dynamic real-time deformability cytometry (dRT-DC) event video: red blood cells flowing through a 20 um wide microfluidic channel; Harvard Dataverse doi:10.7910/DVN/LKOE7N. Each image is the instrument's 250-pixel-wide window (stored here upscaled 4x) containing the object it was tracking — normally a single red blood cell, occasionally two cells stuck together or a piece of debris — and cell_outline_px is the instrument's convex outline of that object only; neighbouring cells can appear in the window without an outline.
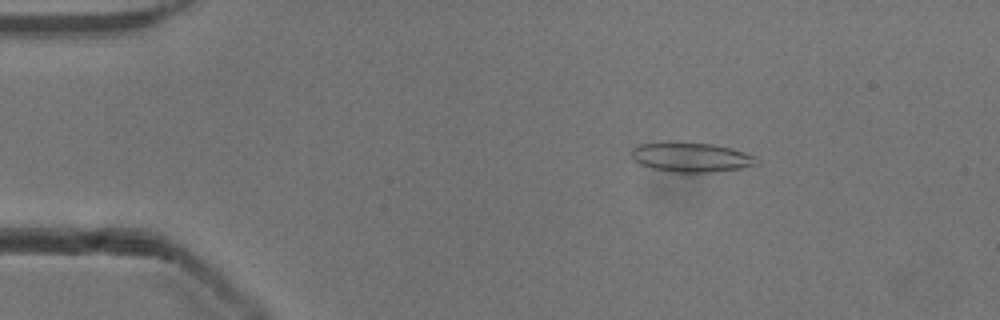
{"species": "common noctule bat (a hibernating species)", "species_latin": "Nyctalus noctula", "temperature_condition": "cold", "stored_images_in_passage": 53, "camera_frame_rate_fps": 3000, "um_per_image_px": 0.085, "animal": {"sex": "male", "body_mass_g": 13.3}, "frame": {"image": 1, "passage_image": 9, "time_ms": 2.667, "image_size_px": [1000, 320], "cell_outline_px": [[760, 160], [756, 164], [740, 168], [708, 172], [676, 172], [652, 168], [640, 164], [632, 160], [632, 148], [640, 144], [664, 140], [668, 140], [712, 144], [732, 148], [756, 156]], "centroid_in_image_um": [58.7, 13.33], "position_along_channel_um": 26.3, "area_um2": 21.91}}
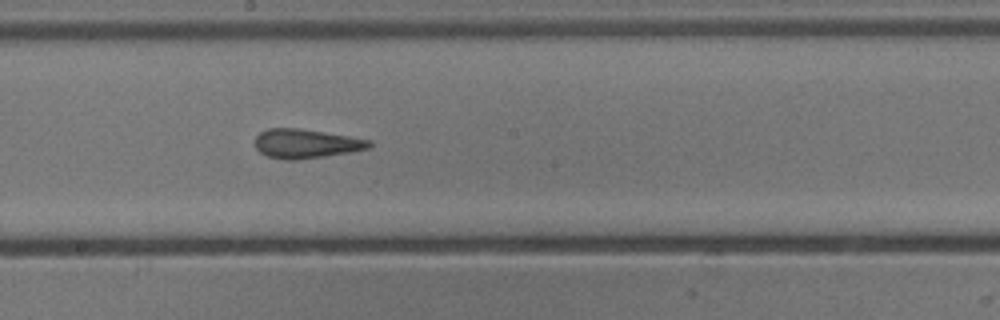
{"frame": {"image": 2, "passage_image": 29, "time_ms": 9.333, "image_size_px": [1000, 320], "cell_outline_px": [[372, 148], [352, 152], [296, 160], [284, 160], [268, 156], [260, 152], [256, 148], [256, 136], [260, 132], [268, 128], [296, 128], [348, 136], [372, 140]], "centroid_in_image_um": [26.04, 12.22], "position_along_channel_um": 222.2, "area_um2": 19.36}}
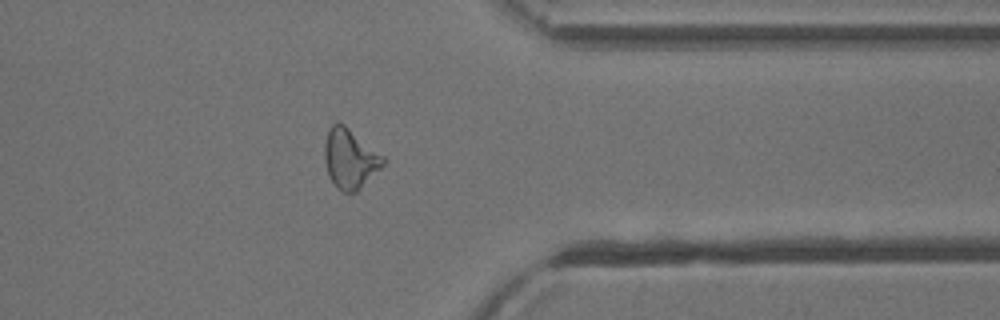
{"frame": {"image": 3, "passage_image": 42, "time_ms": 13.667, "image_size_px": [1000, 320], "cell_outline_px": [[388, 160], [356, 192], [344, 192], [336, 188], [328, 172], [324, 160], [324, 144], [328, 132], [332, 124], [344, 124], [384, 156]], "centroid_in_image_um": [29.76, 13.49], "position_along_channel_um": 381.6, "area_um2": 20.06}, "authors_computed_cell_mechanics": {"area_um2": 20.23, "velocity_mm_per_s": 3.9222, "shape_relaxation_time_tau1_ms": null, "shape_relaxation_time_tau2_ms": 1.6794, "deformation_change_tau1": null, "deformation_change_tau2": 0.1047}}